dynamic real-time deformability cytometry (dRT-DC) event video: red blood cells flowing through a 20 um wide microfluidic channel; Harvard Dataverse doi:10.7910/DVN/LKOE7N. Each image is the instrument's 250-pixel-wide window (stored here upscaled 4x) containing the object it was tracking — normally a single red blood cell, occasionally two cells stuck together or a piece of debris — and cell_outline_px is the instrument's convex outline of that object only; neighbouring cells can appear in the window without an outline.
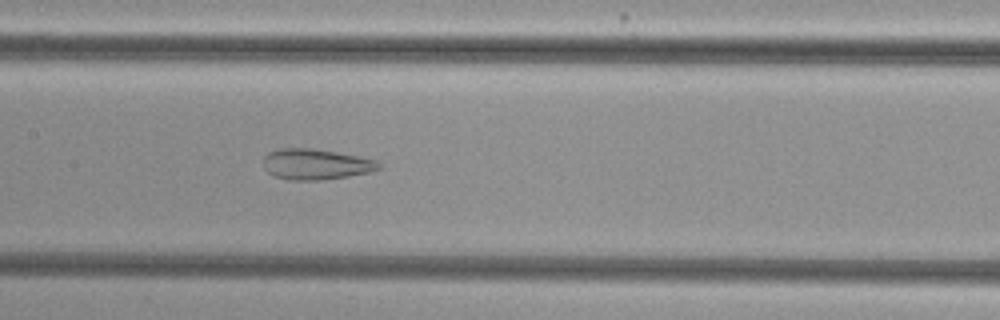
{"species": "common noctule bat (a hibernating species)", "species_latin": "Nyctalus noctula", "temperature_condition": "cold", "stored_images_in_passage": 48, "camera_frame_rate_fps": 3000, "um_per_image_px": 0.085, "animal": {"sex": "female", "body_mass_g": 29.2, "forearm_length_mm": 56.3}, "frame": {"image": 1, "passage_image": 21, "time_ms": 6.667, "image_size_px": [1000, 320], "cell_outline_px": [[380, 168], [368, 172], [348, 176], [320, 180], [288, 180], [272, 176], [264, 168], [264, 156], [268, 152], [280, 148], [312, 148], [336, 152], [376, 160], [380, 164]], "centroid_in_image_um": [26.79, 13.96], "position_along_channel_um": 180.6, "area_um2": 20.58}}
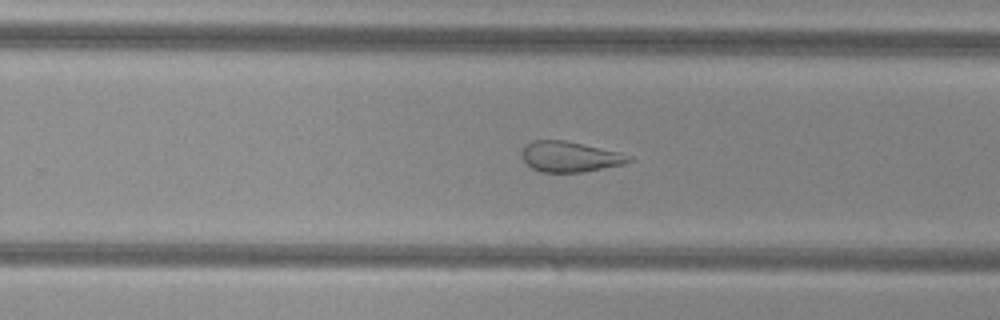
{"frame": {"image": 2, "passage_image": 29, "time_ms": 9.333, "image_size_px": [1000, 320], "cell_outline_px": [[632, 160], [624, 164], [580, 172], [540, 172], [532, 168], [520, 156], [520, 152], [532, 140], [564, 140], [620, 152], [632, 156]], "centroid_in_image_um": [48.43, 13.32], "position_along_channel_um": 281.4, "area_um2": 18.9}}
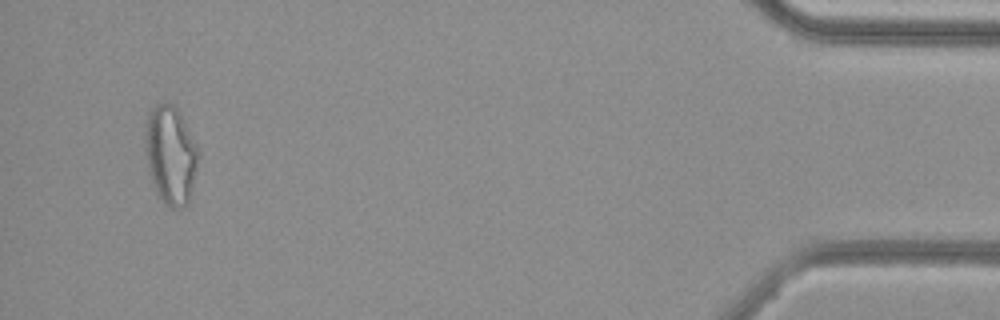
{"frame": {"image": 3, "passage_image": 46, "time_ms": 15.0, "image_size_px": [1000, 320], "cell_outline_px": [[200, 152], [192, 188], [188, 204], [180, 208], [172, 208], [164, 204], [156, 196], [152, 184], [148, 168], [148, 112], [156, 104], [176, 104]], "centroid_in_image_um": [14.55, 13.22], "position_along_channel_um": 420.7, "area_um2": 30.0}, "authors_computed_cell_mechanics": {"area_um2": 26.3279, "velocity_mm_per_s": 3.7892, "shape_relaxation_time_tau1_ms": null, "shape_relaxation_time_tau2_ms": 1.8866, "deformation_change_tau1": null, "deformation_change_tau2": 0.1103}}